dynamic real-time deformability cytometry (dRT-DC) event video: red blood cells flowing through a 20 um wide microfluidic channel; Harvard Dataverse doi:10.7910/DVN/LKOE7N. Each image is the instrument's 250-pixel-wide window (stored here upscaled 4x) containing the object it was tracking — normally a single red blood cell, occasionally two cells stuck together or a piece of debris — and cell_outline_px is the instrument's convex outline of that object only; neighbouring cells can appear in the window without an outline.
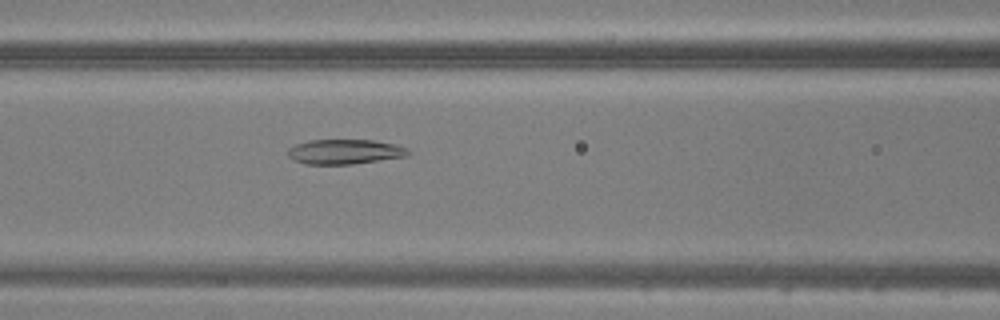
{"species": "common noctule bat (a hibernating species)", "species_latin": "Nyctalus noctula", "temperature_condition": "warm", "stored_images_in_passage": 37, "camera_frame_rate_fps": 3000, "um_per_image_px": 0.085, "animal": {"sex": "male", "body_mass_g": 20.5, "forearm_length_mm": 52.5}, "frame": {"image": 1, "passage_image": 10, "time_ms": 3.0, "image_size_px": [1000, 320], "cell_outline_px": [[412, 152], [408, 156], [352, 164], [304, 164], [288, 156], [288, 148], [296, 144], [308, 140], [372, 140], [392, 144], [408, 148]], "centroid_in_image_um": [29.31, 12.89], "position_along_channel_um": 137.3, "area_um2": 17.34}}
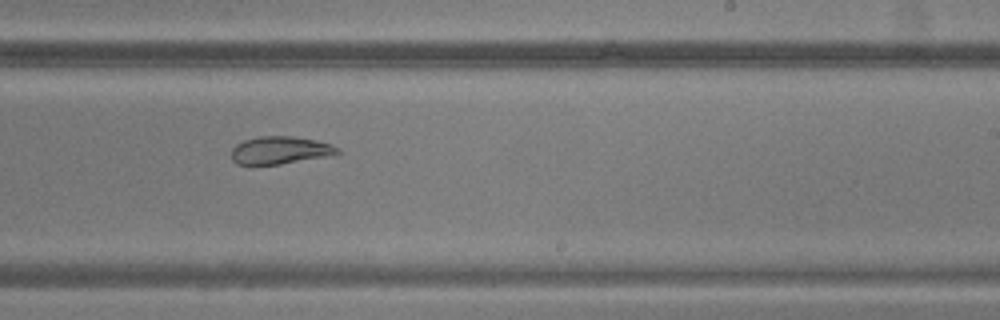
{"frame": {"image": 2, "passage_image": 19, "time_ms": 6.0, "image_size_px": [1000, 320], "cell_outline_px": [[340, 152], [332, 156], [280, 164], [236, 164], [232, 160], [232, 148], [236, 144], [244, 140], [260, 136], [292, 136], [316, 140], [332, 144], [340, 148]], "centroid_in_image_um": [23.85, 12.77], "position_along_channel_um": 265.1, "area_um2": 17.22}}
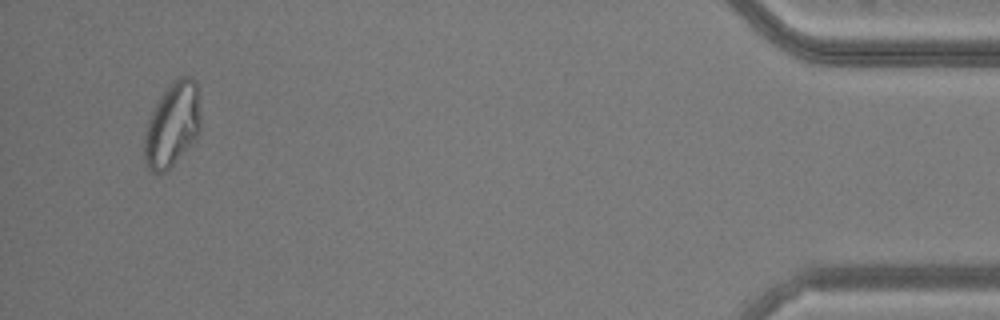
{"frame": {"image": 3, "passage_image": 35, "time_ms": 11.333, "image_size_px": [1000, 320], "cell_outline_px": [[200, 132], [196, 140], [164, 172], [152, 172], [148, 168], [144, 160], [144, 136], [148, 120], [160, 96], [172, 80], [176, 76], [188, 76], [196, 80], [200, 116]], "centroid_in_image_um": [14.65, 10.57], "position_along_channel_um": 420.5, "area_um2": 27.69}}